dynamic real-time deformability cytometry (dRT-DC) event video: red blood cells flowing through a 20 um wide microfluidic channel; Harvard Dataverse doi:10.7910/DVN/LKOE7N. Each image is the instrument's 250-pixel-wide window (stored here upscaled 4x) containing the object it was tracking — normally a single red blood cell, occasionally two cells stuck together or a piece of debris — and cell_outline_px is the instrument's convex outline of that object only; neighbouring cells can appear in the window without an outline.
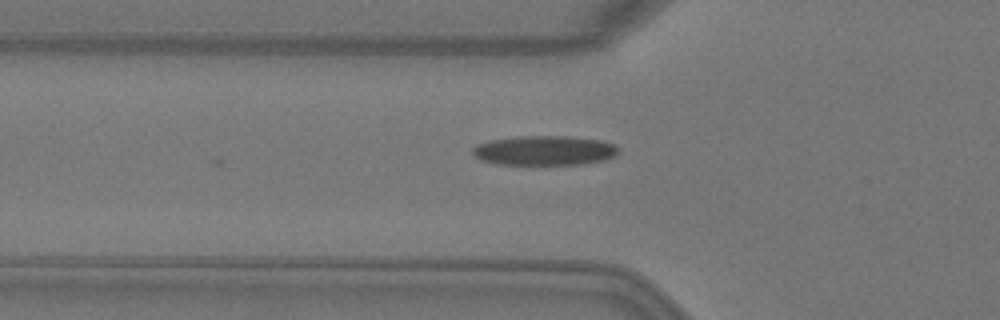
{"species": "Egyptian fruit bat (a non-hibernating species)", "species_latin": "Rousettus aegyptiacus", "temperature_condition": "warm", "stored_images_in_passage": 2, "camera_frame_rate_fps": 3000, "um_per_image_px": 0.085, "animal": {"sex": "female"}, "frame": {"image": 1, "passage_image": 2, "time_ms": 0.333, "image_size_px": [1000, 320], "cell_outline_px": [[620, 148], [616, 156], [604, 160], [584, 164], [496, 164], [480, 160], [472, 152], [472, 148], [476, 144], [488, 140], [516, 136], [568, 136], [600, 140], [616, 144]], "centroid_in_image_um": [46.29, 12.78], "position_along_channel_um": 79.5, "area_um2": 25.43}}